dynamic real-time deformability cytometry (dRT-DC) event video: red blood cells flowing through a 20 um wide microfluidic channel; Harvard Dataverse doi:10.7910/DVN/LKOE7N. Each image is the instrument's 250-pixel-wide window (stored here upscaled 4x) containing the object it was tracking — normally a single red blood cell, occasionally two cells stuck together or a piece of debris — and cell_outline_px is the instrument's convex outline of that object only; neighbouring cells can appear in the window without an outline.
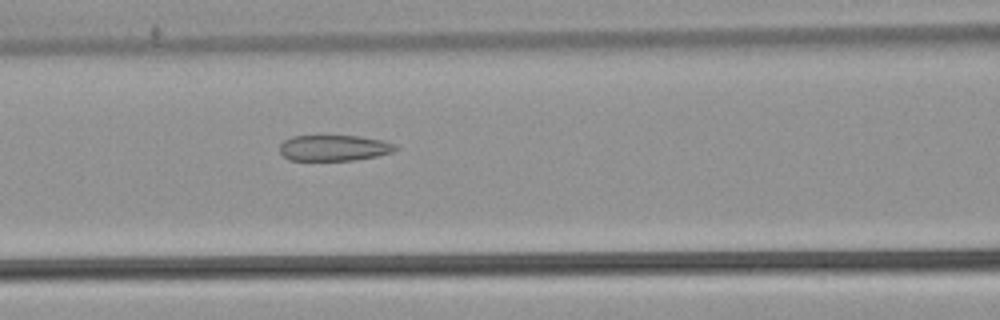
{"species": "common noctule bat (a hibernating species)", "species_latin": "Nyctalus noctula", "temperature_condition": "warm", "stored_images_in_passage": 54, "camera_frame_rate_fps": 3000, "um_per_image_px": 0.085, "animal": {"sex": "male", "body_mass_g": 21.5, "forearm_length_mm": 52.0}, "frame": {"image": 1, "passage_image": 24, "time_ms": 7.667, "image_size_px": [1000, 320], "cell_outline_px": [[400, 148], [392, 152], [376, 156], [356, 160], [288, 160], [280, 152], [280, 144], [284, 140], [292, 136], [360, 136], [384, 140], [396, 144]], "centroid_in_image_um": [28.42, 12.57], "position_along_channel_um": 138.2, "area_um2": 17.57}}
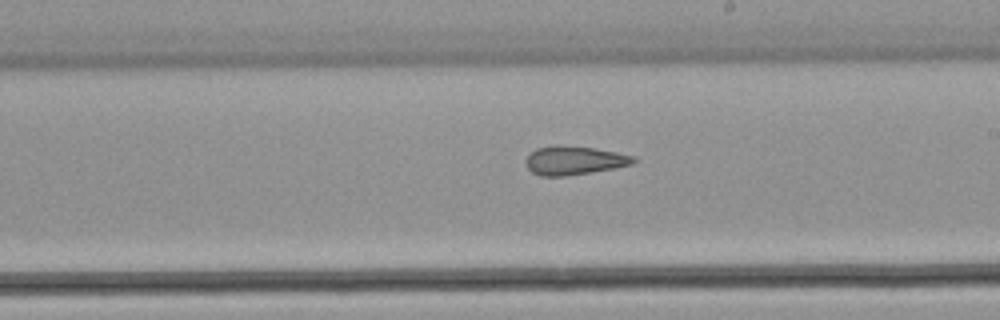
{"frame": {"image": 2, "passage_image": 32, "time_ms": 10.333, "image_size_px": [1000, 320], "cell_outline_px": [[636, 160], [632, 164], [612, 168], [564, 176], [540, 176], [532, 172], [524, 164], [524, 160], [536, 148], [556, 144], [560, 144], [592, 148], [616, 152], [636, 156]], "centroid_in_image_um": [48.75, 13.62], "position_along_channel_um": 240.2, "area_um2": 17.98}}
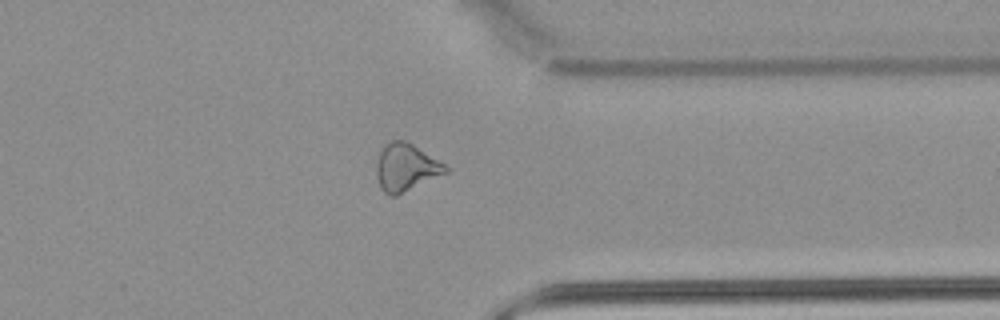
{"frame": {"image": 3, "passage_image": 43, "time_ms": 14.0, "image_size_px": [1000, 320], "cell_outline_px": [[448, 172], [396, 196], [388, 196], [380, 188], [376, 176], [376, 164], [380, 152], [384, 144], [392, 140], [404, 140], [412, 144], [444, 164], [448, 168]], "centroid_in_image_um": [34.46, 14.25], "position_along_channel_um": 376.9, "area_um2": 19.02}, "authors_computed_cell_mechanics": {"area_um2": 20.9525, "velocity_mm_per_s": 3.828, "shape_relaxation_time_tau1_ms": null, "shape_relaxation_time_tau2_ms": 3.1761, "deformation_change_tau1": null, "deformation_change_tau2": 0.1217}}